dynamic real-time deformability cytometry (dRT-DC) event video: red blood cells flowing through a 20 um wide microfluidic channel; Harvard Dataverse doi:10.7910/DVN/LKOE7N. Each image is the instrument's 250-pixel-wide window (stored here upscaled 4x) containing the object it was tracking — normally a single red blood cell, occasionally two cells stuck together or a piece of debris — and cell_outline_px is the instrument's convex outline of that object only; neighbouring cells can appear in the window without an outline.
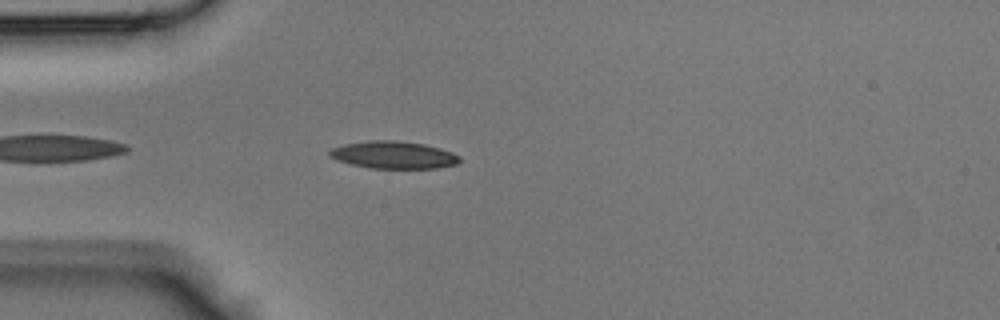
{"species": "Egyptian fruit bat (a non-hibernating species)", "species_latin": "Rousettus aegyptiacus", "temperature_condition": "room temperature", "stored_images_in_passage": 18, "camera_frame_rate_fps": 3000, "um_per_image_px": 0.085, "animal": {"sex": "male"}, "frame": {"image": 1, "passage_image": 3, "time_ms": 0.667, "image_size_px": [1000, 320], "cell_outline_px": [[460, 160], [456, 164], [436, 168], [372, 168], [352, 164], [336, 160], [328, 156], [328, 152], [332, 148], [344, 144], [368, 140], [396, 140], [424, 144], [440, 148], [452, 152], [460, 156]], "centroid_in_image_um": [33.43, 13.16], "position_along_channel_um": 51.6, "area_um2": 20.75}}
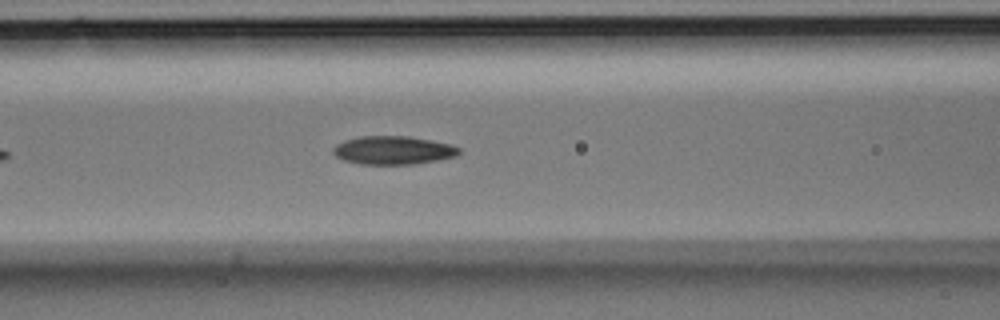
{"frame": {"image": 2, "passage_image": 9, "time_ms": 2.667, "image_size_px": [1000, 320], "cell_outline_px": [[460, 152], [456, 156], [436, 160], [412, 164], [360, 164], [344, 160], [336, 156], [332, 152], [332, 148], [336, 144], [344, 140], [360, 136], [408, 136], [452, 144], [460, 148]], "centroid_in_image_um": [33.4, 12.76], "position_along_channel_um": 133.2, "area_um2": 20.81}}
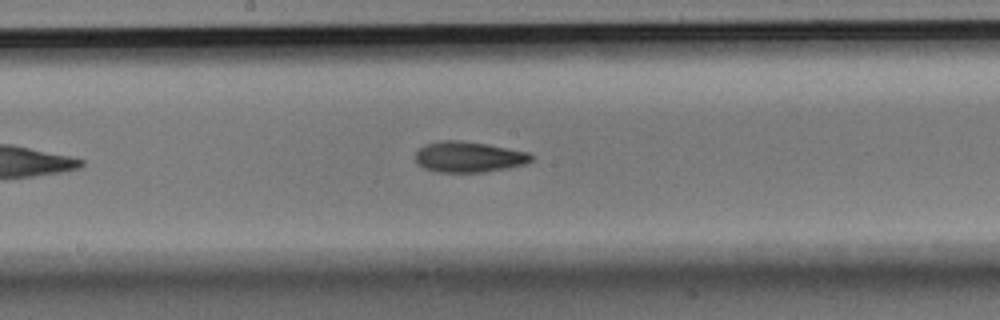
{"frame": {"image": 3, "passage_image": 14, "time_ms": 4.333, "image_size_px": [1000, 320], "cell_outline_px": [[532, 160], [524, 164], [508, 168], [484, 172], [436, 172], [424, 168], [416, 164], [416, 152], [424, 144], [440, 140], [460, 140], [488, 144], [528, 152], [532, 156]], "centroid_in_image_um": [39.81, 13.33], "position_along_channel_um": 208.4, "area_um2": 20.87}}